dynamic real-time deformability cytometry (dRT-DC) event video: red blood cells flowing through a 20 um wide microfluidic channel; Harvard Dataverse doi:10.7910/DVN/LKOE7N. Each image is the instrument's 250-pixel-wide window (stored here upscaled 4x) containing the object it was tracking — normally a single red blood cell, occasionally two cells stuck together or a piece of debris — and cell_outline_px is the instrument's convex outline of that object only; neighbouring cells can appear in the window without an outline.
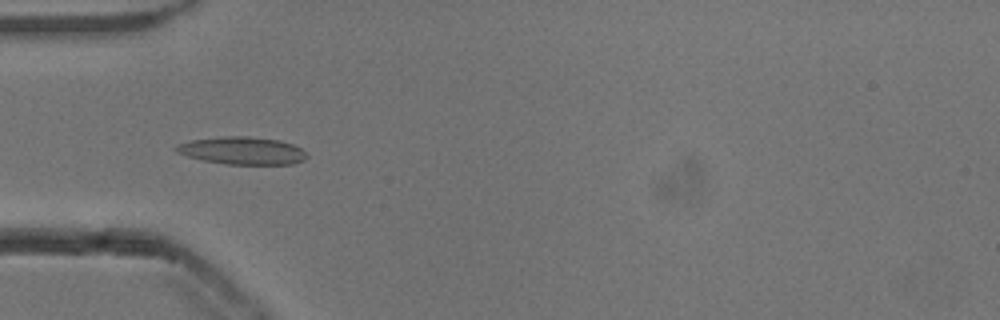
{"species": "common noctule bat (a hibernating species)", "species_latin": "Nyctalus noctula", "temperature_condition": "cold", "stored_images_in_passage": 38, "camera_frame_rate_fps": 3000, "um_per_image_px": 0.085, "animal": {"sex": "male", "body_mass_g": 13.3}, "frame": {"image": 1, "passage_image": 3, "time_ms": 0.667, "image_size_px": [1000, 320], "cell_outline_px": [[308, 156], [304, 160], [292, 164], [224, 164], [204, 160], [188, 156], [176, 152], [172, 148], [176, 144], [192, 140], [224, 136], [248, 136], [280, 140], [292, 144], [300, 148]], "centroid_in_image_um": [20.57, 12.8], "position_along_channel_um": 64.4, "area_um2": 20.98}}
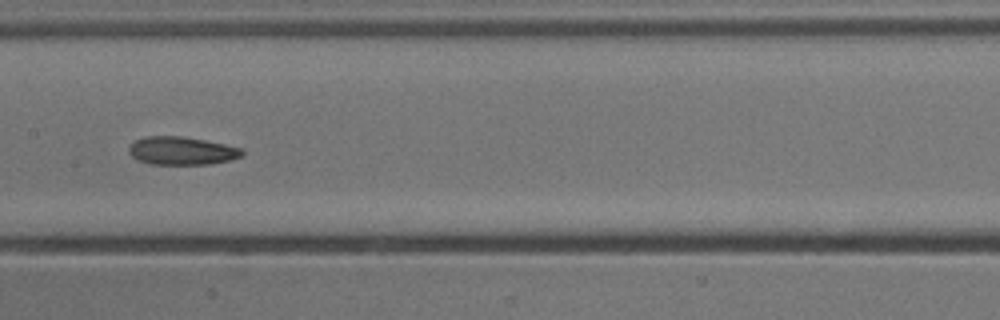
{"frame": {"image": 2, "passage_image": 13, "time_ms": 4.0, "image_size_px": [1000, 320], "cell_outline_px": [[244, 152], [240, 156], [232, 160], [208, 164], [148, 164], [136, 160], [128, 152], [128, 148], [136, 140], [144, 136], [180, 136], [204, 140], [244, 148]], "centroid_in_image_um": [15.44, 12.82], "position_along_channel_um": 192.0, "area_um2": 18.61}}
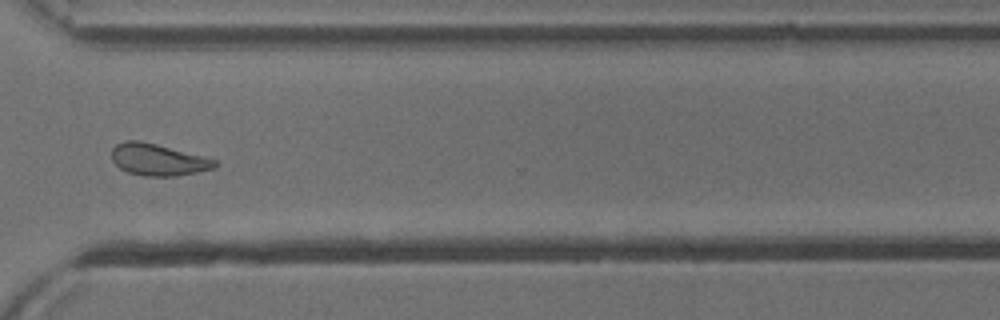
{"frame": {"image": 3, "passage_image": 26, "time_ms": 8.333, "image_size_px": [1000, 320], "cell_outline_px": [[216, 168], [176, 176], [144, 176], [128, 172], [120, 168], [112, 160], [112, 148], [116, 144], [124, 140], [140, 140], [204, 156], [216, 160]], "centroid_in_image_um": [13.42, 13.57], "position_along_channel_um": 357.2, "area_um2": 19.07}, "authors_computed_cell_mechanics": {"area_um2": 18.7272, "velocity_mm_per_s": 3.8241, "shape_relaxation_time_tau1_ms": 4.4528, "shape_relaxation_time_tau2_ms": 4.6556, "deformation_change_tau1": 0.13, "deformation_change_tau2": 0.1292}}